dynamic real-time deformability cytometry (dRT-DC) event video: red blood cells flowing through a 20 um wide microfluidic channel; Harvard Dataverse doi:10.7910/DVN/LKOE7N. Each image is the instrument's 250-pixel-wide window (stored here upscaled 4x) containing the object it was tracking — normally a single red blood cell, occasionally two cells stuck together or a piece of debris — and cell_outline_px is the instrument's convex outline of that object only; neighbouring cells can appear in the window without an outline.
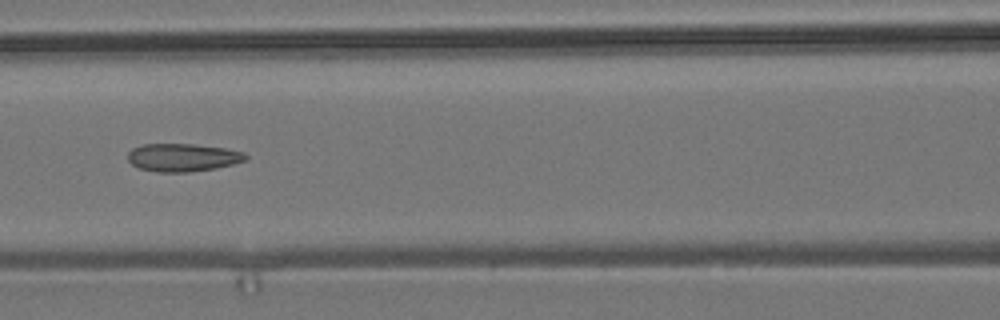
{"species": "common noctule bat (a hibernating species)", "species_latin": "Nyctalus noctula", "temperature_condition": "room temperature", "stored_images_in_passage": 8, "camera_frame_rate_fps": 3000, "um_per_image_px": 0.085, "animal": {"sex": "male", "body_mass_g": 19.2, "forearm_length_mm": 51.8}, "frame": {"image": 1, "passage_image": 7, "time_ms": 2.0, "image_size_px": [1000, 320], "cell_outline_px": [[248, 160], [216, 168], [188, 172], [156, 172], [140, 168], [132, 164], [128, 160], [128, 152], [132, 148], [144, 144], [192, 144], [224, 148], [244, 152], [248, 156]], "centroid_in_image_um": [15.54, 13.38], "position_along_channel_um": 151.1, "area_um2": 19.19}}
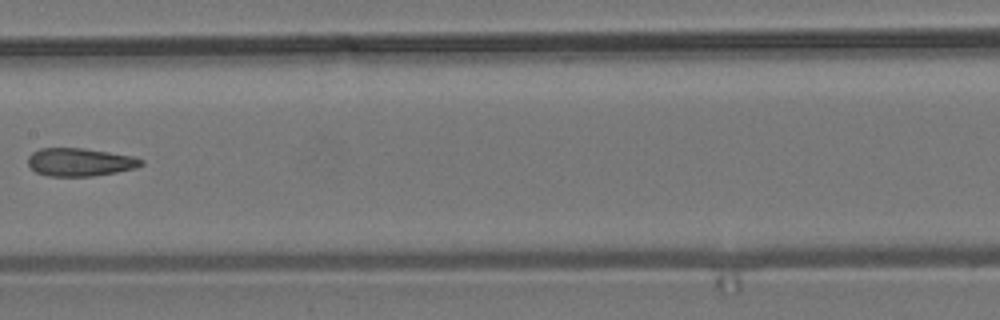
{"frame": {"image": 2, "passage_image": 8, "time_ms": 2.333, "image_size_px": [1000, 320], "cell_outline_px": [[144, 164], [136, 168], [116, 172], [92, 176], [48, 176], [36, 172], [28, 164], [28, 156], [32, 152], [40, 148], [84, 148], [132, 156], [144, 160]], "centroid_in_image_um": [6.79, 13.78], "position_along_channel_um": 200.6, "area_um2": 18.5}}